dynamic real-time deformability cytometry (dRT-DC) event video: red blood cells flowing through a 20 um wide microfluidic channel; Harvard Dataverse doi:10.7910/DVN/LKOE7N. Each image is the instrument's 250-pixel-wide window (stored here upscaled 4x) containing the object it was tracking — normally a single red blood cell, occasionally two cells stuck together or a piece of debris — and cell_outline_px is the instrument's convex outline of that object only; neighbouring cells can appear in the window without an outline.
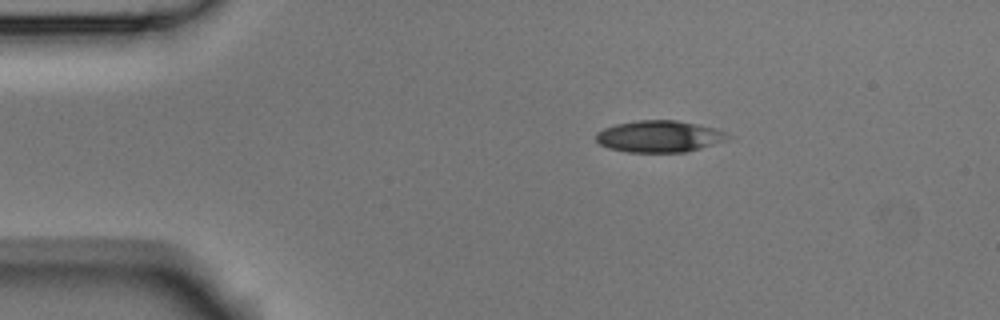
{"species": "Egyptian fruit bat (a non-hibernating species)", "species_latin": "Rousettus aegyptiacus", "temperature_condition": "room temperature", "stored_images_in_passage": 4, "camera_frame_rate_fps": 3000, "um_per_image_px": 0.085, "animal": {"sex": "male"}, "frame": {"image": 1, "passage_image": 1, "time_ms": 0.0, "image_size_px": [1000, 320], "cell_outline_px": [[736, 136], [728, 140], [700, 148], [684, 152], [628, 152], [608, 148], [600, 144], [596, 140], [596, 132], [604, 128], [616, 124], [640, 120], [676, 120], [716, 128], [728, 132]], "centroid_in_image_um": [56.1, 11.59], "position_along_channel_um": 28.9, "area_um2": 24.51}}
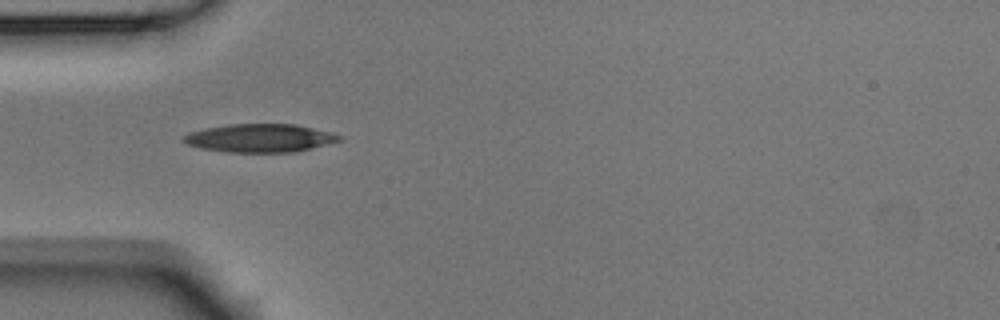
{"frame": {"image": 2, "passage_image": 3, "time_ms": 0.667, "image_size_px": [1000, 320], "cell_outline_px": [[344, 140], [296, 152], [228, 152], [200, 148], [188, 144], [180, 140], [188, 132], [204, 128], [228, 124], [296, 124], [332, 132], [344, 136]], "centroid_in_image_um": [22.13, 11.73], "position_along_channel_um": 62.9, "area_um2": 25.95}}
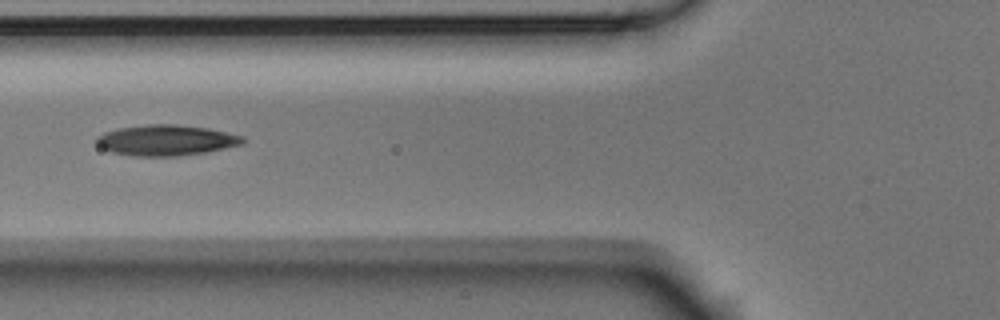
{"frame": {"image": 3, "passage_image": 4, "time_ms": 1.0, "image_size_px": [1000, 320], "cell_outline_px": [[244, 144], [204, 152], [180, 156], [132, 156], [112, 152], [96, 144], [96, 136], [104, 132], [120, 128], [148, 124], [176, 124], [208, 128], [244, 136]], "centroid_in_image_um": [14.12, 11.92], "position_along_channel_um": 111.7, "area_um2": 26.13}}